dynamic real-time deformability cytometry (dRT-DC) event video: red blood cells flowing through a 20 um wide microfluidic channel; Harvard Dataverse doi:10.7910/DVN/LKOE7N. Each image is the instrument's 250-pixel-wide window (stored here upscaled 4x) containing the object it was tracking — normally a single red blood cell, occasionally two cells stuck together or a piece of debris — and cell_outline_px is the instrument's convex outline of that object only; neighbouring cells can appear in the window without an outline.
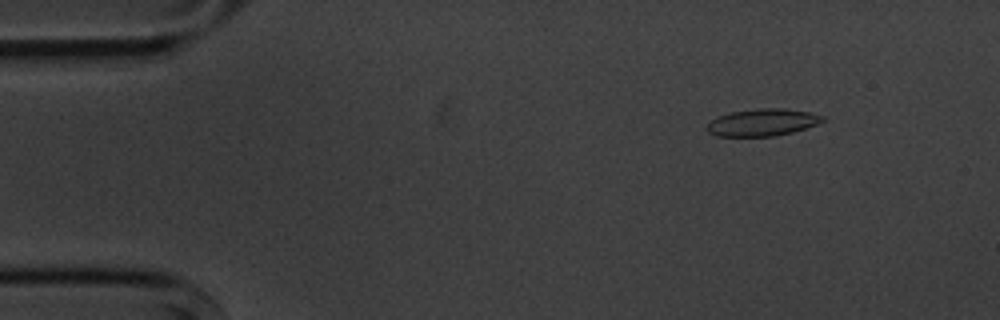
{"species": "common noctule bat (a hibernating species)", "species_latin": "Nyctalus noctula", "temperature_condition": "cold", "stored_images_in_passage": 5, "camera_frame_rate_fps": 3000, "um_per_image_px": 0.085, "animal": {"sex": "male", "body_mass_g": 20.1, "forearm_length_mm": 53.5}, "frame": {"image": 1, "passage_image": 2, "time_ms": 1.0, "image_size_px": [1000, 320], "cell_outline_px": [[824, 120], [816, 124], [792, 132], [772, 136], [716, 136], [708, 132], [704, 128], [716, 116], [732, 112], [760, 108], [784, 108], [808, 112], [824, 116]], "centroid_in_image_um": [64.76, 10.4], "position_along_channel_um": 20.2, "area_um2": 18.15}}
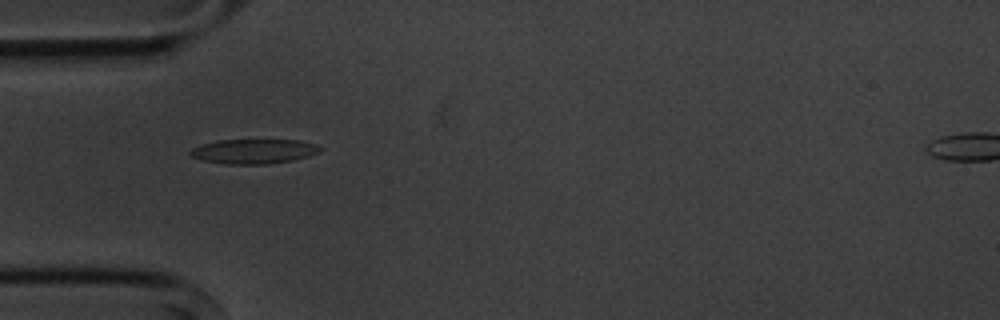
{"frame": {"image": 2, "passage_image": 4, "time_ms": 4.333, "image_size_px": [1000, 320], "cell_outline_px": [[320, 152], [308, 156], [292, 160], [268, 164], [228, 164], [204, 160], [192, 156], [188, 152], [192, 148], [216, 140], [300, 140], [316, 144], [320, 148]], "centroid_in_image_um": [21.59, 12.86], "position_along_channel_um": 63.4, "area_um2": 18.44}}
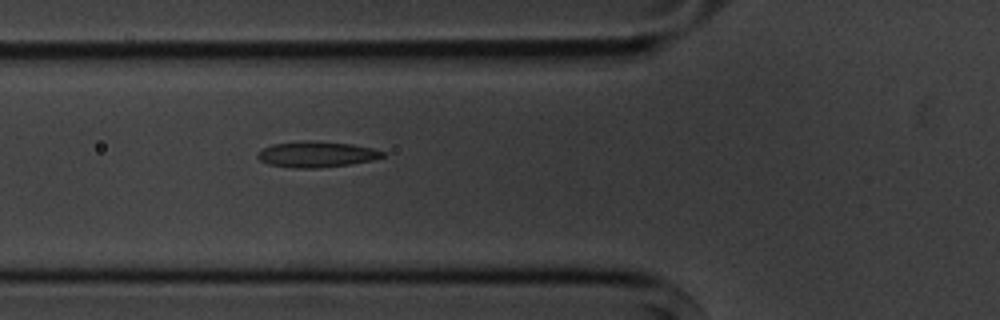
{"frame": {"image": 3, "passage_image": 5, "time_ms": 5.333, "image_size_px": [1000, 320], "cell_outline_px": [[384, 156], [372, 160], [348, 164], [320, 168], [296, 168], [268, 164], [260, 160], [256, 156], [256, 152], [272, 144], [304, 140], [312, 140], [352, 144], [372, 148], [384, 152]], "centroid_in_image_um": [26.86, 13.11], "position_along_channel_um": 98.9, "area_um2": 18.84}}